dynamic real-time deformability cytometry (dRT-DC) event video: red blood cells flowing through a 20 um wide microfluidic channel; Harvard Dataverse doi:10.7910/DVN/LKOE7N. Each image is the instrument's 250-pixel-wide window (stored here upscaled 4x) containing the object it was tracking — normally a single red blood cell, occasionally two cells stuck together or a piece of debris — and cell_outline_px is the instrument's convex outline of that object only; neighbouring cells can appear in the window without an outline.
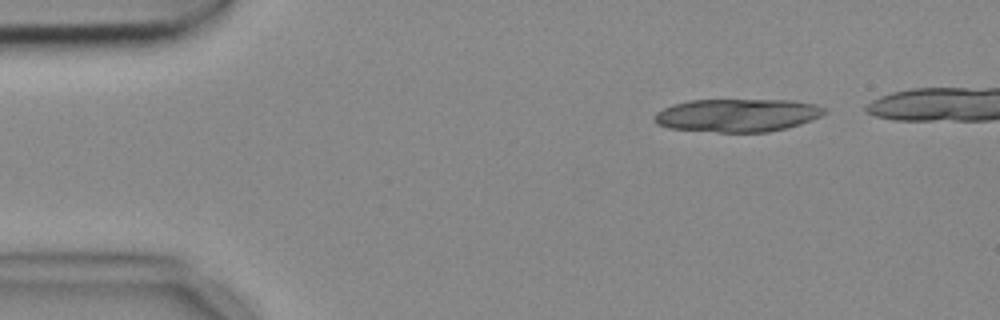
{"species": "common noctule bat (a hibernating species)", "species_latin": "Nyctalus noctula", "temperature_condition": "cold", "stored_images_in_passage": 10, "segment_of_instrument_passage": [1, 3], "camera_frame_rate_fps": 3000, "um_per_image_px": 0.085, "animal": {"sex": "female", "body_mass_g": 18.4}, "frame": {"image": 1, "passage_image": 1, "time_ms": 0.0, "image_size_px": [1000, 320], "cell_outline_px": [[828, 112], [812, 120], [800, 124], [768, 132], [720, 132], [668, 128], [656, 124], [652, 120], [652, 116], [656, 112], [672, 104], [688, 100], [792, 100], [816, 104], [828, 108]], "centroid_in_image_um": [62.67, 9.79], "position_along_channel_um": 22.3, "area_um2": 33.06}}